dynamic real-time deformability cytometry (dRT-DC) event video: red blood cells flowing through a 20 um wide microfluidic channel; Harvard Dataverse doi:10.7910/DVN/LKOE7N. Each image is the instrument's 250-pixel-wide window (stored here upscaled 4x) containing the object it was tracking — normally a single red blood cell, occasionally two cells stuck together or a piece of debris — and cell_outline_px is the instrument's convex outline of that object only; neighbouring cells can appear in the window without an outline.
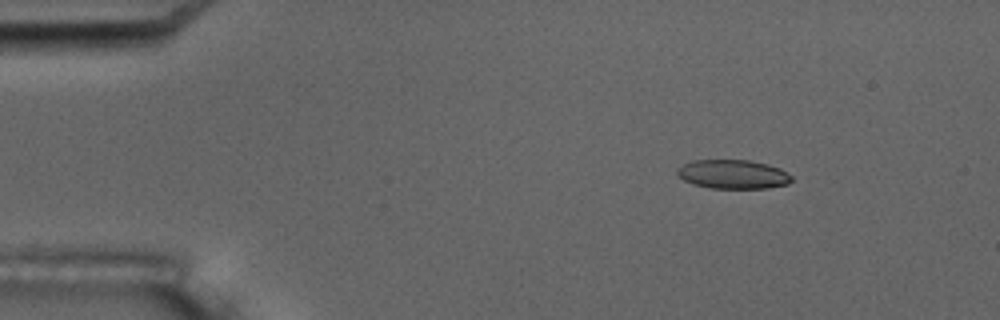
{"species": "common noctule bat (a hibernating species)", "species_latin": "Nyctalus noctula", "temperature_condition": "room temperature", "stored_images_in_passage": 8, "camera_frame_rate_fps": 3000, "um_per_image_px": 0.085, "animal": {"sex": "male", "body_mass_g": 17.5, "forearm_length_mm": 52.3}, "frame": {"image": 1, "passage_image": 2, "time_ms": 2.0, "image_size_px": [1000, 320], "cell_outline_px": [[792, 180], [788, 184], [768, 188], [712, 188], [692, 184], [676, 176], [676, 168], [692, 160], [748, 160], [768, 164], [780, 168], [792, 176]], "centroid_in_image_um": [62.28, 14.81], "position_along_channel_um": 22.7, "area_um2": 19.48}}